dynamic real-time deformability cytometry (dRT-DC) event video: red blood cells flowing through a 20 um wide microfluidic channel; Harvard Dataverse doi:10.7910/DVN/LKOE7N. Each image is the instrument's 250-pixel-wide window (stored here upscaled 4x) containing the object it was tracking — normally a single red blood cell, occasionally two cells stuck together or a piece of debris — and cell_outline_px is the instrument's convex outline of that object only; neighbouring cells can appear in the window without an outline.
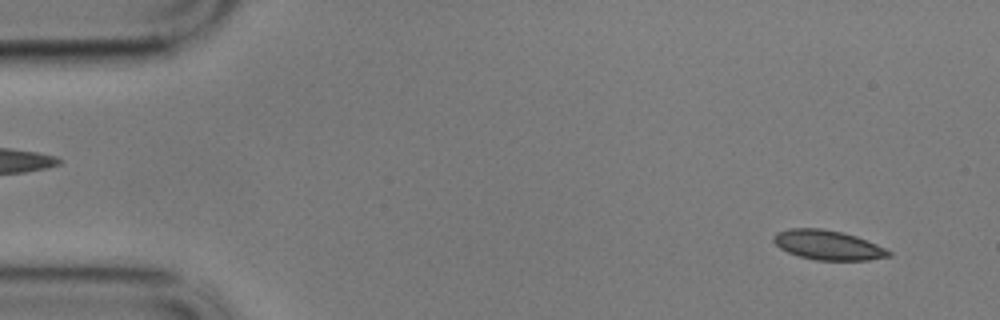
{"species": "common noctule bat (a hibernating species)", "species_latin": "Nyctalus noctula", "temperature_condition": "cold", "stored_images_in_passage": 58, "camera_frame_rate_fps": 3000, "um_per_image_px": 0.085, "animal": {"sex": "male", "body_mass_g": 17.9}, "frame": {"image": 1, "passage_image": 4, "time_ms": 1.0, "image_size_px": [1000, 320], "cell_outline_px": [[892, 256], [868, 260], [816, 260], [800, 256], [788, 252], [780, 248], [772, 240], [772, 236], [776, 232], [788, 228], [820, 228], [844, 232], [856, 236], [876, 244], [892, 252]], "centroid_in_image_um": [70.35, 20.82], "position_along_channel_um": 14.6, "area_um2": 19.88}}
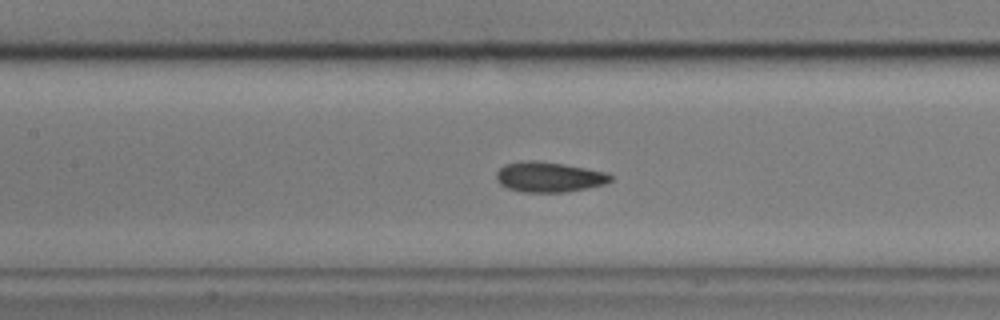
{"frame": {"image": 2, "passage_image": 26, "time_ms": 8.333, "image_size_px": [1000, 320], "cell_outline_px": [[612, 180], [604, 184], [564, 192], [520, 192], [508, 188], [500, 184], [496, 180], [496, 172], [504, 164], [520, 160], [536, 160], [564, 164], [608, 172], [612, 176]], "centroid_in_image_um": [46.62, 15.03], "position_along_channel_um": 160.8, "area_um2": 20.23}}
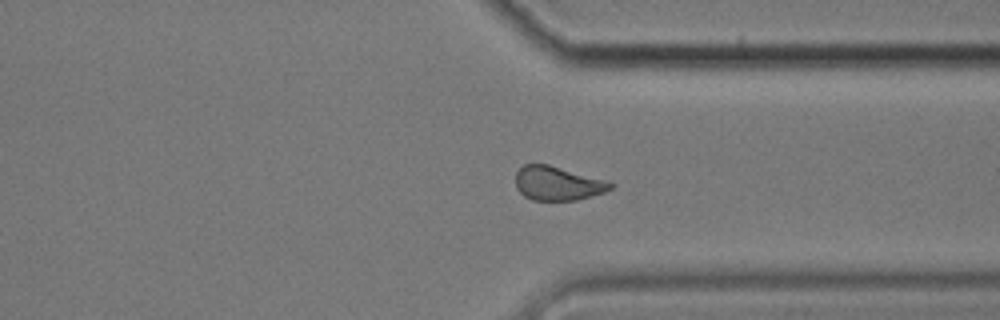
{"frame": {"image": 3, "passage_image": 44, "time_ms": 14.333, "image_size_px": [1000, 320], "cell_outline_px": [[616, 184], [612, 188], [604, 192], [576, 200], [532, 200], [524, 196], [516, 188], [516, 172], [524, 164], [548, 164], [608, 180]], "centroid_in_image_um": [47.42, 15.58], "position_along_channel_um": 364.0, "area_um2": 18.9}, "authors_computed_cell_mechanics": {"area_um2": 19.8832, "velocity_mm_per_s": 3.3977, "shape_relaxation_time_tau1_ms": 4.4386, "shape_relaxation_time_tau2_ms": 2.6866, "deformation_change_tau1": 0.1095, "deformation_change_tau2": 0.0712}}